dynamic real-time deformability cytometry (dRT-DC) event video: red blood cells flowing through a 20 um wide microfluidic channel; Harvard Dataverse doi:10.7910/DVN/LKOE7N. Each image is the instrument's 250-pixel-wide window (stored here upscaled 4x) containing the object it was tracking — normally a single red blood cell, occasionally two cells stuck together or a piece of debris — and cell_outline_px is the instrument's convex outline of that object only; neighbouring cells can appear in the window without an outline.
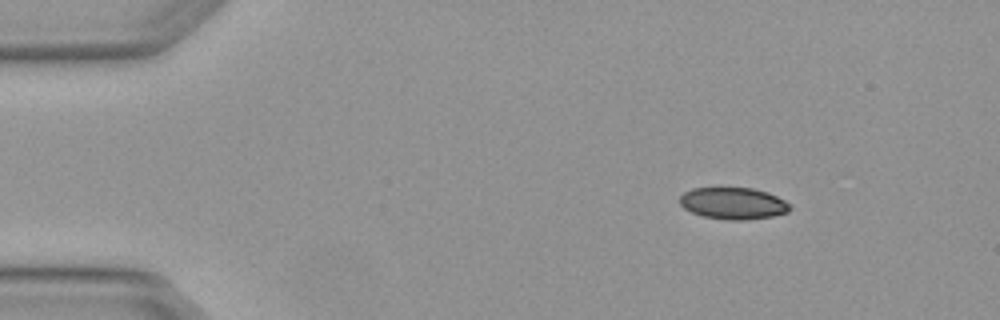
{"species": "Egyptian fruit bat (a non-hibernating species)", "species_latin": "Rousettus aegyptiacus", "temperature_condition": "warm", "stored_images_in_passage": 3, "camera_frame_rate_fps": 3000, "um_per_image_px": 0.085, "animal": {"sex": "female"}, "frame": {"image": 1, "passage_image": 1, "time_ms": 0.0, "image_size_px": [1000, 320], "cell_outline_px": [[792, 208], [788, 212], [772, 216], [744, 220], [728, 220], [704, 216], [692, 212], [684, 208], [680, 204], [680, 196], [684, 192], [692, 188], [720, 184], [752, 188], [768, 192], [784, 200]], "centroid_in_image_um": [62.28, 17.22], "position_along_channel_um": 22.7, "area_um2": 21.15}}